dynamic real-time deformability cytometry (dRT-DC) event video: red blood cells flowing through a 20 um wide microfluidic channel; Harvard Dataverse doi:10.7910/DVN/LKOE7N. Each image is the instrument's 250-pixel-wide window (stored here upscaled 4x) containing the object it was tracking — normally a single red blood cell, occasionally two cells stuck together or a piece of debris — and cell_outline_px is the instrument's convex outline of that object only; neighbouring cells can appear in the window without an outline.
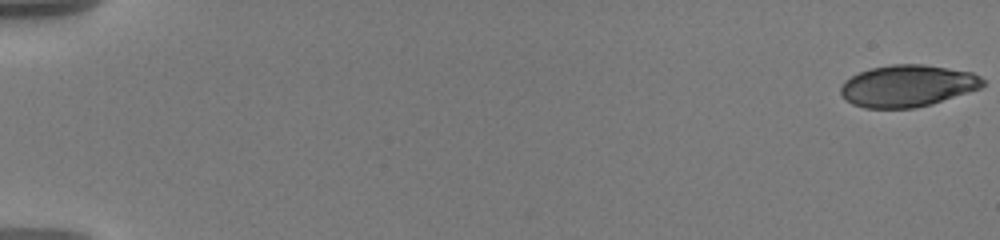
{"species": "human", "species_latin": "Homo sapiens", "temperature_condition": "warm", "stored_images_in_passage": 58, "camera_frame_rate_fps": 3000, "um_per_image_px": 0.085, "donor": {"sex": "male"}, "frame": {"image": 1, "passage_image": 1, "time_ms": 0.0, "image_size_px": [1000, 240], "cell_outline_px": [[984, 84], [980, 88], [932, 104], [912, 108], [864, 108], [852, 104], [844, 100], [840, 92], [840, 88], [844, 80], [860, 72], [872, 68], [892, 64], [924, 64], [972, 72], [980, 76], [984, 80]], "centroid_in_image_um": [77.12, 7.3], "position_along_channel_um": 7.9, "area_um2": 34.68}}
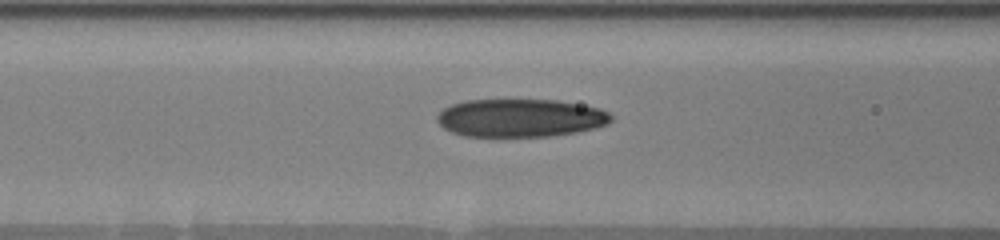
{"frame": {"image": 2, "passage_image": 26, "time_ms": 8.333, "image_size_px": [1000, 240], "cell_outline_px": [[612, 120], [608, 124], [596, 128], [576, 132], [548, 136], [464, 136], [452, 132], [444, 128], [436, 120], [436, 116], [444, 108], [452, 104], [468, 100], [508, 96], [556, 100], [600, 108], [608, 112], [612, 116]], "centroid_in_image_um": [44.21, 9.97], "position_along_channel_um": 122.4, "area_um2": 39.77}}
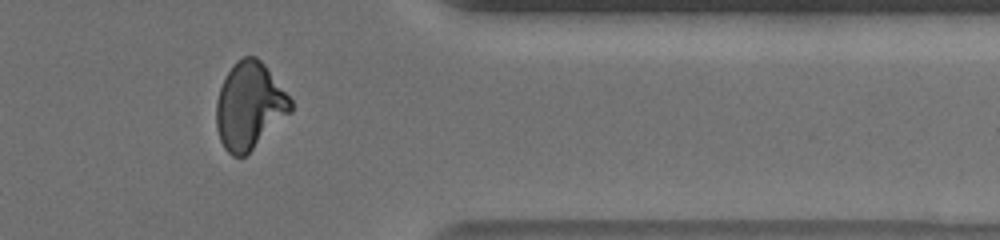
{"frame": {"image": 3, "passage_image": 49, "time_ms": 16.0, "image_size_px": [1000, 240], "cell_outline_px": [[292, 112], [244, 156], [232, 156], [224, 148], [220, 140], [216, 128], [216, 100], [220, 88], [228, 72], [236, 60], [244, 56], [256, 56], [264, 64], [292, 100]], "centroid_in_image_um": [21.19, 8.99], "position_along_channel_um": 390.2, "area_um2": 37.4}, "authors_computed_cell_mechanics": {"area_um2": 37.3677, "velocity_mm_per_s": 3.6086, "shape_relaxation_time_tau1_ms": 6.1235, "shape_relaxation_time_tau2_ms": 1.7107, "deformation_change_tau1": 0.2089, "deformation_change_tau2": 0.0818}}